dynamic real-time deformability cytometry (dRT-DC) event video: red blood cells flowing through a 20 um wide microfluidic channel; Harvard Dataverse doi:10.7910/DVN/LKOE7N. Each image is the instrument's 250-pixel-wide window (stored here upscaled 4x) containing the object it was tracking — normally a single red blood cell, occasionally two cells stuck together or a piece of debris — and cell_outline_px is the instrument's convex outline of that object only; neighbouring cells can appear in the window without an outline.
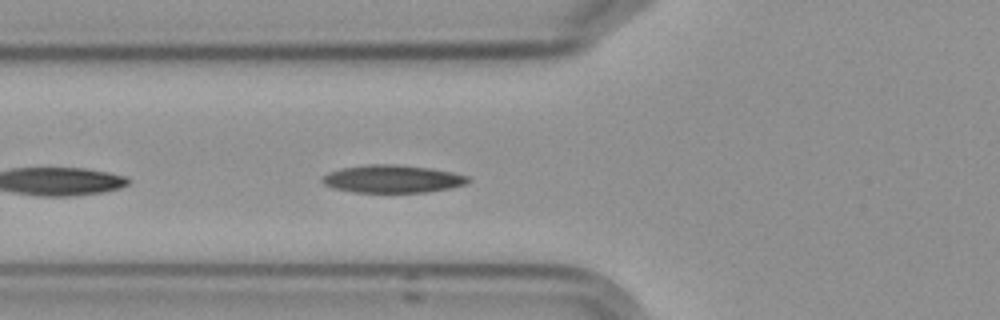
{"species": "Egyptian fruit bat (a non-hibernating species)", "species_latin": "Rousettus aegyptiacus", "temperature_condition": "cold", "stored_images_in_passage": 5, "camera_frame_rate_fps": 3000, "um_per_image_px": 0.085, "frame": {"image": 1, "passage_image": 5, "time_ms": 5.667, "image_size_px": [1000, 320], "cell_outline_px": [[472, 180], [468, 184], [428, 192], [352, 192], [332, 188], [324, 184], [320, 180], [328, 172], [340, 168], [368, 164], [396, 164], [432, 168], [452, 172], [468, 176]], "centroid_in_image_um": [33.36, 15.2], "position_along_channel_um": 92.4, "area_um2": 23.81}}